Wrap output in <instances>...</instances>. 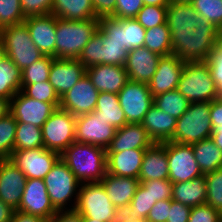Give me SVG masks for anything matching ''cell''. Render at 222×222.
<instances>
[{
	"label": "cell",
	"instance_id": "obj_19",
	"mask_svg": "<svg viewBox=\"0 0 222 222\" xmlns=\"http://www.w3.org/2000/svg\"><path fill=\"white\" fill-rule=\"evenodd\" d=\"M30 37L43 55L56 58V16H32L24 20Z\"/></svg>",
	"mask_w": 222,
	"mask_h": 222
},
{
	"label": "cell",
	"instance_id": "obj_34",
	"mask_svg": "<svg viewBox=\"0 0 222 222\" xmlns=\"http://www.w3.org/2000/svg\"><path fill=\"white\" fill-rule=\"evenodd\" d=\"M144 47L161 56L172 55L171 33L167 23L146 29Z\"/></svg>",
	"mask_w": 222,
	"mask_h": 222
},
{
	"label": "cell",
	"instance_id": "obj_56",
	"mask_svg": "<svg viewBox=\"0 0 222 222\" xmlns=\"http://www.w3.org/2000/svg\"><path fill=\"white\" fill-rule=\"evenodd\" d=\"M47 222H82V216L74 210H58Z\"/></svg>",
	"mask_w": 222,
	"mask_h": 222
},
{
	"label": "cell",
	"instance_id": "obj_48",
	"mask_svg": "<svg viewBox=\"0 0 222 222\" xmlns=\"http://www.w3.org/2000/svg\"><path fill=\"white\" fill-rule=\"evenodd\" d=\"M150 192L155 201L172 198V182L169 179L140 182Z\"/></svg>",
	"mask_w": 222,
	"mask_h": 222
},
{
	"label": "cell",
	"instance_id": "obj_27",
	"mask_svg": "<svg viewBox=\"0 0 222 222\" xmlns=\"http://www.w3.org/2000/svg\"><path fill=\"white\" fill-rule=\"evenodd\" d=\"M145 150L131 149L107 153V173L138 179Z\"/></svg>",
	"mask_w": 222,
	"mask_h": 222
},
{
	"label": "cell",
	"instance_id": "obj_62",
	"mask_svg": "<svg viewBox=\"0 0 222 222\" xmlns=\"http://www.w3.org/2000/svg\"><path fill=\"white\" fill-rule=\"evenodd\" d=\"M144 5L167 7L171 0H142Z\"/></svg>",
	"mask_w": 222,
	"mask_h": 222
},
{
	"label": "cell",
	"instance_id": "obj_20",
	"mask_svg": "<svg viewBox=\"0 0 222 222\" xmlns=\"http://www.w3.org/2000/svg\"><path fill=\"white\" fill-rule=\"evenodd\" d=\"M86 68L78 59L54 58L49 71V83L59 97L69 91L84 75Z\"/></svg>",
	"mask_w": 222,
	"mask_h": 222
},
{
	"label": "cell",
	"instance_id": "obj_41",
	"mask_svg": "<svg viewBox=\"0 0 222 222\" xmlns=\"http://www.w3.org/2000/svg\"><path fill=\"white\" fill-rule=\"evenodd\" d=\"M20 0H0V31L24 23Z\"/></svg>",
	"mask_w": 222,
	"mask_h": 222
},
{
	"label": "cell",
	"instance_id": "obj_40",
	"mask_svg": "<svg viewBox=\"0 0 222 222\" xmlns=\"http://www.w3.org/2000/svg\"><path fill=\"white\" fill-rule=\"evenodd\" d=\"M207 199L206 204L222 214V167L205 174Z\"/></svg>",
	"mask_w": 222,
	"mask_h": 222
},
{
	"label": "cell",
	"instance_id": "obj_28",
	"mask_svg": "<svg viewBox=\"0 0 222 222\" xmlns=\"http://www.w3.org/2000/svg\"><path fill=\"white\" fill-rule=\"evenodd\" d=\"M115 207L128 205L140 184L139 179L106 173L100 182Z\"/></svg>",
	"mask_w": 222,
	"mask_h": 222
},
{
	"label": "cell",
	"instance_id": "obj_31",
	"mask_svg": "<svg viewBox=\"0 0 222 222\" xmlns=\"http://www.w3.org/2000/svg\"><path fill=\"white\" fill-rule=\"evenodd\" d=\"M93 112L116 129L127 124L125 114L119 104L118 94L99 92Z\"/></svg>",
	"mask_w": 222,
	"mask_h": 222
},
{
	"label": "cell",
	"instance_id": "obj_12",
	"mask_svg": "<svg viewBox=\"0 0 222 222\" xmlns=\"http://www.w3.org/2000/svg\"><path fill=\"white\" fill-rule=\"evenodd\" d=\"M60 154L44 147L30 150H14L9 160L15 164L27 179H44Z\"/></svg>",
	"mask_w": 222,
	"mask_h": 222
},
{
	"label": "cell",
	"instance_id": "obj_3",
	"mask_svg": "<svg viewBox=\"0 0 222 222\" xmlns=\"http://www.w3.org/2000/svg\"><path fill=\"white\" fill-rule=\"evenodd\" d=\"M98 27L99 19L72 21L56 17V58L78 59Z\"/></svg>",
	"mask_w": 222,
	"mask_h": 222
},
{
	"label": "cell",
	"instance_id": "obj_52",
	"mask_svg": "<svg viewBox=\"0 0 222 222\" xmlns=\"http://www.w3.org/2000/svg\"><path fill=\"white\" fill-rule=\"evenodd\" d=\"M171 199L160 200L147 215L146 222H167Z\"/></svg>",
	"mask_w": 222,
	"mask_h": 222
},
{
	"label": "cell",
	"instance_id": "obj_18",
	"mask_svg": "<svg viewBox=\"0 0 222 222\" xmlns=\"http://www.w3.org/2000/svg\"><path fill=\"white\" fill-rule=\"evenodd\" d=\"M27 178L9 159H0V199L17 210Z\"/></svg>",
	"mask_w": 222,
	"mask_h": 222
},
{
	"label": "cell",
	"instance_id": "obj_23",
	"mask_svg": "<svg viewBox=\"0 0 222 222\" xmlns=\"http://www.w3.org/2000/svg\"><path fill=\"white\" fill-rule=\"evenodd\" d=\"M161 55L146 47L128 51L125 69L130 81L149 83L156 72Z\"/></svg>",
	"mask_w": 222,
	"mask_h": 222
},
{
	"label": "cell",
	"instance_id": "obj_57",
	"mask_svg": "<svg viewBox=\"0 0 222 222\" xmlns=\"http://www.w3.org/2000/svg\"><path fill=\"white\" fill-rule=\"evenodd\" d=\"M210 118L212 126H222V98L211 102Z\"/></svg>",
	"mask_w": 222,
	"mask_h": 222
},
{
	"label": "cell",
	"instance_id": "obj_39",
	"mask_svg": "<svg viewBox=\"0 0 222 222\" xmlns=\"http://www.w3.org/2000/svg\"><path fill=\"white\" fill-rule=\"evenodd\" d=\"M190 4L198 16L204 17L222 30V0H192Z\"/></svg>",
	"mask_w": 222,
	"mask_h": 222
},
{
	"label": "cell",
	"instance_id": "obj_1",
	"mask_svg": "<svg viewBox=\"0 0 222 222\" xmlns=\"http://www.w3.org/2000/svg\"><path fill=\"white\" fill-rule=\"evenodd\" d=\"M166 23L171 33L172 55L183 62H206L221 39V31L204 17L198 16L188 2L171 0Z\"/></svg>",
	"mask_w": 222,
	"mask_h": 222
},
{
	"label": "cell",
	"instance_id": "obj_17",
	"mask_svg": "<svg viewBox=\"0 0 222 222\" xmlns=\"http://www.w3.org/2000/svg\"><path fill=\"white\" fill-rule=\"evenodd\" d=\"M17 210L46 220H50L57 213L51 204L43 179H27Z\"/></svg>",
	"mask_w": 222,
	"mask_h": 222
},
{
	"label": "cell",
	"instance_id": "obj_47",
	"mask_svg": "<svg viewBox=\"0 0 222 222\" xmlns=\"http://www.w3.org/2000/svg\"><path fill=\"white\" fill-rule=\"evenodd\" d=\"M206 63L209 66L219 98H222V39L214 46L209 53Z\"/></svg>",
	"mask_w": 222,
	"mask_h": 222
},
{
	"label": "cell",
	"instance_id": "obj_63",
	"mask_svg": "<svg viewBox=\"0 0 222 222\" xmlns=\"http://www.w3.org/2000/svg\"><path fill=\"white\" fill-rule=\"evenodd\" d=\"M4 56H5L4 45H3L2 38L0 37V60L4 58Z\"/></svg>",
	"mask_w": 222,
	"mask_h": 222
},
{
	"label": "cell",
	"instance_id": "obj_33",
	"mask_svg": "<svg viewBox=\"0 0 222 222\" xmlns=\"http://www.w3.org/2000/svg\"><path fill=\"white\" fill-rule=\"evenodd\" d=\"M21 70L4 56L0 60V97L9 101L21 91Z\"/></svg>",
	"mask_w": 222,
	"mask_h": 222
},
{
	"label": "cell",
	"instance_id": "obj_61",
	"mask_svg": "<svg viewBox=\"0 0 222 222\" xmlns=\"http://www.w3.org/2000/svg\"><path fill=\"white\" fill-rule=\"evenodd\" d=\"M10 112V101L7 98L0 97V118Z\"/></svg>",
	"mask_w": 222,
	"mask_h": 222
},
{
	"label": "cell",
	"instance_id": "obj_2",
	"mask_svg": "<svg viewBox=\"0 0 222 222\" xmlns=\"http://www.w3.org/2000/svg\"><path fill=\"white\" fill-rule=\"evenodd\" d=\"M60 158L80 183L101 182L107 173L106 149L100 146L75 141Z\"/></svg>",
	"mask_w": 222,
	"mask_h": 222
},
{
	"label": "cell",
	"instance_id": "obj_32",
	"mask_svg": "<svg viewBox=\"0 0 222 222\" xmlns=\"http://www.w3.org/2000/svg\"><path fill=\"white\" fill-rule=\"evenodd\" d=\"M191 145L203 175L222 167V150L211 138L201 140Z\"/></svg>",
	"mask_w": 222,
	"mask_h": 222
},
{
	"label": "cell",
	"instance_id": "obj_25",
	"mask_svg": "<svg viewBox=\"0 0 222 222\" xmlns=\"http://www.w3.org/2000/svg\"><path fill=\"white\" fill-rule=\"evenodd\" d=\"M138 179L140 182L169 179L166 142L153 143L145 150Z\"/></svg>",
	"mask_w": 222,
	"mask_h": 222
},
{
	"label": "cell",
	"instance_id": "obj_9",
	"mask_svg": "<svg viewBox=\"0 0 222 222\" xmlns=\"http://www.w3.org/2000/svg\"><path fill=\"white\" fill-rule=\"evenodd\" d=\"M76 116L57 108L42 125L44 148L61 154L75 142Z\"/></svg>",
	"mask_w": 222,
	"mask_h": 222
},
{
	"label": "cell",
	"instance_id": "obj_14",
	"mask_svg": "<svg viewBox=\"0 0 222 222\" xmlns=\"http://www.w3.org/2000/svg\"><path fill=\"white\" fill-rule=\"evenodd\" d=\"M116 128L94 112L76 116L75 141L107 148L115 137Z\"/></svg>",
	"mask_w": 222,
	"mask_h": 222
},
{
	"label": "cell",
	"instance_id": "obj_54",
	"mask_svg": "<svg viewBox=\"0 0 222 222\" xmlns=\"http://www.w3.org/2000/svg\"><path fill=\"white\" fill-rule=\"evenodd\" d=\"M111 222H146L143 218H137L130 204L116 207Z\"/></svg>",
	"mask_w": 222,
	"mask_h": 222
},
{
	"label": "cell",
	"instance_id": "obj_15",
	"mask_svg": "<svg viewBox=\"0 0 222 222\" xmlns=\"http://www.w3.org/2000/svg\"><path fill=\"white\" fill-rule=\"evenodd\" d=\"M59 105L60 103H47L32 99L19 91L10 100V113L17 122L42 127L51 114L59 108Z\"/></svg>",
	"mask_w": 222,
	"mask_h": 222
},
{
	"label": "cell",
	"instance_id": "obj_60",
	"mask_svg": "<svg viewBox=\"0 0 222 222\" xmlns=\"http://www.w3.org/2000/svg\"><path fill=\"white\" fill-rule=\"evenodd\" d=\"M211 140L222 150V126H212Z\"/></svg>",
	"mask_w": 222,
	"mask_h": 222
},
{
	"label": "cell",
	"instance_id": "obj_42",
	"mask_svg": "<svg viewBox=\"0 0 222 222\" xmlns=\"http://www.w3.org/2000/svg\"><path fill=\"white\" fill-rule=\"evenodd\" d=\"M134 19L145 29L166 24L167 7L144 5Z\"/></svg>",
	"mask_w": 222,
	"mask_h": 222
},
{
	"label": "cell",
	"instance_id": "obj_46",
	"mask_svg": "<svg viewBox=\"0 0 222 222\" xmlns=\"http://www.w3.org/2000/svg\"><path fill=\"white\" fill-rule=\"evenodd\" d=\"M156 203L157 201L153 199L150 192L140 183L130 205L132 211L136 213V217L143 218L146 221L148 213Z\"/></svg>",
	"mask_w": 222,
	"mask_h": 222
},
{
	"label": "cell",
	"instance_id": "obj_58",
	"mask_svg": "<svg viewBox=\"0 0 222 222\" xmlns=\"http://www.w3.org/2000/svg\"><path fill=\"white\" fill-rule=\"evenodd\" d=\"M43 217L15 210L10 222H47Z\"/></svg>",
	"mask_w": 222,
	"mask_h": 222
},
{
	"label": "cell",
	"instance_id": "obj_37",
	"mask_svg": "<svg viewBox=\"0 0 222 222\" xmlns=\"http://www.w3.org/2000/svg\"><path fill=\"white\" fill-rule=\"evenodd\" d=\"M17 121L9 112L0 118V159H9L14 151Z\"/></svg>",
	"mask_w": 222,
	"mask_h": 222
},
{
	"label": "cell",
	"instance_id": "obj_26",
	"mask_svg": "<svg viewBox=\"0 0 222 222\" xmlns=\"http://www.w3.org/2000/svg\"><path fill=\"white\" fill-rule=\"evenodd\" d=\"M176 123V118L152 105L141 124L154 143H165L171 141Z\"/></svg>",
	"mask_w": 222,
	"mask_h": 222
},
{
	"label": "cell",
	"instance_id": "obj_29",
	"mask_svg": "<svg viewBox=\"0 0 222 222\" xmlns=\"http://www.w3.org/2000/svg\"><path fill=\"white\" fill-rule=\"evenodd\" d=\"M172 200L189 207L206 204L207 189L205 175L185 182L172 183Z\"/></svg>",
	"mask_w": 222,
	"mask_h": 222
},
{
	"label": "cell",
	"instance_id": "obj_6",
	"mask_svg": "<svg viewBox=\"0 0 222 222\" xmlns=\"http://www.w3.org/2000/svg\"><path fill=\"white\" fill-rule=\"evenodd\" d=\"M43 180L51 204L57 211L75 209L81 183L61 158Z\"/></svg>",
	"mask_w": 222,
	"mask_h": 222
},
{
	"label": "cell",
	"instance_id": "obj_44",
	"mask_svg": "<svg viewBox=\"0 0 222 222\" xmlns=\"http://www.w3.org/2000/svg\"><path fill=\"white\" fill-rule=\"evenodd\" d=\"M102 35L97 33L85 45L81 55L78 57L79 62L85 67L102 64Z\"/></svg>",
	"mask_w": 222,
	"mask_h": 222
},
{
	"label": "cell",
	"instance_id": "obj_10",
	"mask_svg": "<svg viewBox=\"0 0 222 222\" xmlns=\"http://www.w3.org/2000/svg\"><path fill=\"white\" fill-rule=\"evenodd\" d=\"M97 31L106 41H117L124 45L127 51L144 47L146 29L134 18L102 17Z\"/></svg>",
	"mask_w": 222,
	"mask_h": 222
},
{
	"label": "cell",
	"instance_id": "obj_4",
	"mask_svg": "<svg viewBox=\"0 0 222 222\" xmlns=\"http://www.w3.org/2000/svg\"><path fill=\"white\" fill-rule=\"evenodd\" d=\"M177 90L190 102H212L219 98L206 62H184Z\"/></svg>",
	"mask_w": 222,
	"mask_h": 222
},
{
	"label": "cell",
	"instance_id": "obj_50",
	"mask_svg": "<svg viewBox=\"0 0 222 222\" xmlns=\"http://www.w3.org/2000/svg\"><path fill=\"white\" fill-rule=\"evenodd\" d=\"M222 214L208 204L191 208L188 222H220Z\"/></svg>",
	"mask_w": 222,
	"mask_h": 222
},
{
	"label": "cell",
	"instance_id": "obj_49",
	"mask_svg": "<svg viewBox=\"0 0 222 222\" xmlns=\"http://www.w3.org/2000/svg\"><path fill=\"white\" fill-rule=\"evenodd\" d=\"M25 18L51 14L54 0H20Z\"/></svg>",
	"mask_w": 222,
	"mask_h": 222
},
{
	"label": "cell",
	"instance_id": "obj_55",
	"mask_svg": "<svg viewBox=\"0 0 222 222\" xmlns=\"http://www.w3.org/2000/svg\"><path fill=\"white\" fill-rule=\"evenodd\" d=\"M94 8L95 17H111L115 11L116 0H91Z\"/></svg>",
	"mask_w": 222,
	"mask_h": 222
},
{
	"label": "cell",
	"instance_id": "obj_43",
	"mask_svg": "<svg viewBox=\"0 0 222 222\" xmlns=\"http://www.w3.org/2000/svg\"><path fill=\"white\" fill-rule=\"evenodd\" d=\"M21 91L28 97L47 103H60L57 95L49 81L30 85H21Z\"/></svg>",
	"mask_w": 222,
	"mask_h": 222
},
{
	"label": "cell",
	"instance_id": "obj_22",
	"mask_svg": "<svg viewBox=\"0 0 222 222\" xmlns=\"http://www.w3.org/2000/svg\"><path fill=\"white\" fill-rule=\"evenodd\" d=\"M86 74L99 92L118 94L129 81L124 66L97 64L86 68Z\"/></svg>",
	"mask_w": 222,
	"mask_h": 222
},
{
	"label": "cell",
	"instance_id": "obj_5",
	"mask_svg": "<svg viewBox=\"0 0 222 222\" xmlns=\"http://www.w3.org/2000/svg\"><path fill=\"white\" fill-rule=\"evenodd\" d=\"M210 106L211 102L190 103L185 113L177 119L171 141L191 145L210 138L213 130Z\"/></svg>",
	"mask_w": 222,
	"mask_h": 222
},
{
	"label": "cell",
	"instance_id": "obj_7",
	"mask_svg": "<svg viewBox=\"0 0 222 222\" xmlns=\"http://www.w3.org/2000/svg\"><path fill=\"white\" fill-rule=\"evenodd\" d=\"M0 37L5 56L10 58L21 71L44 56L33 43L24 23L2 29Z\"/></svg>",
	"mask_w": 222,
	"mask_h": 222
},
{
	"label": "cell",
	"instance_id": "obj_21",
	"mask_svg": "<svg viewBox=\"0 0 222 222\" xmlns=\"http://www.w3.org/2000/svg\"><path fill=\"white\" fill-rule=\"evenodd\" d=\"M184 62L175 55L162 56L156 72L148 83L153 97L177 89Z\"/></svg>",
	"mask_w": 222,
	"mask_h": 222
},
{
	"label": "cell",
	"instance_id": "obj_35",
	"mask_svg": "<svg viewBox=\"0 0 222 222\" xmlns=\"http://www.w3.org/2000/svg\"><path fill=\"white\" fill-rule=\"evenodd\" d=\"M190 102L177 90H171L154 97V106L179 119L188 109Z\"/></svg>",
	"mask_w": 222,
	"mask_h": 222
},
{
	"label": "cell",
	"instance_id": "obj_8",
	"mask_svg": "<svg viewBox=\"0 0 222 222\" xmlns=\"http://www.w3.org/2000/svg\"><path fill=\"white\" fill-rule=\"evenodd\" d=\"M75 210L82 216L102 222H111L116 207L108 198L100 182L81 183Z\"/></svg>",
	"mask_w": 222,
	"mask_h": 222
},
{
	"label": "cell",
	"instance_id": "obj_16",
	"mask_svg": "<svg viewBox=\"0 0 222 222\" xmlns=\"http://www.w3.org/2000/svg\"><path fill=\"white\" fill-rule=\"evenodd\" d=\"M99 91L85 74L69 91L60 97L59 108L73 116L89 114L95 110Z\"/></svg>",
	"mask_w": 222,
	"mask_h": 222
},
{
	"label": "cell",
	"instance_id": "obj_53",
	"mask_svg": "<svg viewBox=\"0 0 222 222\" xmlns=\"http://www.w3.org/2000/svg\"><path fill=\"white\" fill-rule=\"evenodd\" d=\"M191 207L171 199L167 222H188Z\"/></svg>",
	"mask_w": 222,
	"mask_h": 222
},
{
	"label": "cell",
	"instance_id": "obj_45",
	"mask_svg": "<svg viewBox=\"0 0 222 222\" xmlns=\"http://www.w3.org/2000/svg\"><path fill=\"white\" fill-rule=\"evenodd\" d=\"M102 64L125 66L128 51L117 41H106L102 36Z\"/></svg>",
	"mask_w": 222,
	"mask_h": 222
},
{
	"label": "cell",
	"instance_id": "obj_51",
	"mask_svg": "<svg viewBox=\"0 0 222 222\" xmlns=\"http://www.w3.org/2000/svg\"><path fill=\"white\" fill-rule=\"evenodd\" d=\"M144 6L142 0H116L114 18H135Z\"/></svg>",
	"mask_w": 222,
	"mask_h": 222
},
{
	"label": "cell",
	"instance_id": "obj_64",
	"mask_svg": "<svg viewBox=\"0 0 222 222\" xmlns=\"http://www.w3.org/2000/svg\"><path fill=\"white\" fill-rule=\"evenodd\" d=\"M82 222H102V221H98L87 217H82Z\"/></svg>",
	"mask_w": 222,
	"mask_h": 222
},
{
	"label": "cell",
	"instance_id": "obj_65",
	"mask_svg": "<svg viewBox=\"0 0 222 222\" xmlns=\"http://www.w3.org/2000/svg\"><path fill=\"white\" fill-rule=\"evenodd\" d=\"M173 1H178V2H188V3H190L192 0H173Z\"/></svg>",
	"mask_w": 222,
	"mask_h": 222
},
{
	"label": "cell",
	"instance_id": "obj_24",
	"mask_svg": "<svg viewBox=\"0 0 222 222\" xmlns=\"http://www.w3.org/2000/svg\"><path fill=\"white\" fill-rule=\"evenodd\" d=\"M154 142L141 123H127L118 128L115 137L106 148V153H116L131 149H147Z\"/></svg>",
	"mask_w": 222,
	"mask_h": 222
},
{
	"label": "cell",
	"instance_id": "obj_36",
	"mask_svg": "<svg viewBox=\"0 0 222 222\" xmlns=\"http://www.w3.org/2000/svg\"><path fill=\"white\" fill-rule=\"evenodd\" d=\"M40 147H44L41 127L17 122L14 150H30Z\"/></svg>",
	"mask_w": 222,
	"mask_h": 222
},
{
	"label": "cell",
	"instance_id": "obj_59",
	"mask_svg": "<svg viewBox=\"0 0 222 222\" xmlns=\"http://www.w3.org/2000/svg\"><path fill=\"white\" fill-rule=\"evenodd\" d=\"M14 209L5 204L1 199H0V222H10L14 213Z\"/></svg>",
	"mask_w": 222,
	"mask_h": 222
},
{
	"label": "cell",
	"instance_id": "obj_13",
	"mask_svg": "<svg viewBox=\"0 0 222 222\" xmlns=\"http://www.w3.org/2000/svg\"><path fill=\"white\" fill-rule=\"evenodd\" d=\"M166 154L169 180L172 183L185 182L203 175L194 156L192 145L166 142Z\"/></svg>",
	"mask_w": 222,
	"mask_h": 222
},
{
	"label": "cell",
	"instance_id": "obj_30",
	"mask_svg": "<svg viewBox=\"0 0 222 222\" xmlns=\"http://www.w3.org/2000/svg\"><path fill=\"white\" fill-rule=\"evenodd\" d=\"M51 14L72 21L98 19L91 0H54Z\"/></svg>",
	"mask_w": 222,
	"mask_h": 222
},
{
	"label": "cell",
	"instance_id": "obj_38",
	"mask_svg": "<svg viewBox=\"0 0 222 222\" xmlns=\"http://www.w3.org/2000/svg\"><path fill=\"white\" fill-rule=\"evenodd\" d=\"M53 57L44 55L39 60L21 71V85H30L48 81Z\"/></svg>",
	"mask_w": 222,
	"mask_h": 222
},
{
	"label": "cell",
	"instance_id": "obj_11",
	"mask_svg": "<svg viewBox=\"0 0 222 222\" xmlns=\"http://www.w3.org/2000/svg\"><path fill=\"white\" fill-rule=\"evenodd\" d=\"M119 104L127 123H142L149 108L154 105V97L147 83L128 81L118 93Z\"/></svg>",
	"mask_w": 222,
	"mask_h": 222
}]
</instances>
